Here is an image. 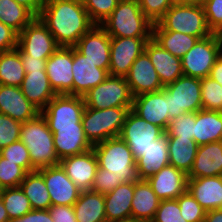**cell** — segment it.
Wrapping results in <instances>:
<instances>
[{"label": "cell", "mask_w": 222, "mask_h": 222, "mask_svg": "<svg viewBox=\"0 0 222 222\" xmlns=\"http://www.w3.org/2000/svg\"><path fill=\"white\" fill-rule=\"evenodd\" d=\"M20 54L35 58H49L58 48L54 36L39 17H35L19 34Z\"/></svg>", "instance_id": "cell-11"}, {"label": "cell", "mask_w": 222, "mask_h": 222, "mask_svg": "<svg viewBox=\"0 0 222 222\" xmlns=\"http://www.w3.org/2000/svg\"><path fill=\"white\" fill-rule=\"evenodd\" d=\"M68 1H77V2L82 3L83 0H68Z\"/></svg>", "instance_id": "cell-60"}, {"label": "cell", "mask_w": 222, "mask_h": 222, "mask_svg": "<svg viewBox=\"0 0 222 222\" xmlns=\"http://www.w3.org/2000/svg\"><path fill=\"white\" fill-rule=\"evenodd\" d=\"M25 74L18 48L0 53L1 85L21 87Z\"/></svg>", "instance_id": "cell-36"}, {"label": "cell", "mask_w": 222, "mask_h": 222, "mask_svg": "<svg viewBox=\"0 0 222 222\" xmlns=\"http://www.w3.org/2000/svg\"><path fill=\"white\" fill-rule=\"evenodd\" d=\"M202 109L222 112V86L210 77L201 79Z\"/></svg>", "instance_id": "cell-39"}, {"label": "cell", "mask_w": 222, "mask_h": 222, "mask_svg": "<svg viewBox=\"0 0 222 222\" xmlns=\"http://www.w3.org/2000/svg\"><path fill=\"white\" fill-rule=\"evenodd\" d=\"M110 222H138V221H135L134 219H127V220L110 221Z\"/></svg>", "instance_id": "cell-59"}, {"label": "cell", "mask_w": 222, "mask_h": 222, "mask_svg": "<svg viewBox=\"0 0 222 222\" xmlns=\"http://www.w3.org/2000/svg\"><path fill=\"white\" fill-rule=\"evenodd\" d=\"M146 180L160 200L177 199L187 191V174L170 164Z\"/></svg>", "instance_id": "cell-20"}, {"label": "cell", "mask_w": 222, "mask_h": 222, "mask_svg": "<svg viewBox=\"0 0 222 222\" xmlns=\"http://www.w3.org/2000/svg\"><path fill=\"white\" fill-rule=\"evenodd\" d=\"M152 39L163 49L178 58H182L199 40L198 37L177 31L163 30L157 23L153 24Z\"/></svg>", "instance_id": "cell-33"}, {"label": "cell", "mask_w": 222, "mask_h": 222, "mask_svg": "<svg viewBox=\"0 0 222 222\" xmlns=\"http://www.w3.org/2000/svg\"><path fill=\"white\" fill-rule=\"evenodd\" d=\"M25 72L45 71L48 58H35L27 54H20Z\"/></svg>", "instance_id": "cell-53"}, {"label": "cell", "mask_w": 222, "mask_h": 222, "mask_svg": "<svg viewBox=\"0 0 222 222\" xmlns=\"http://www.w3.org/2000/svg\"><path fill=\"white\" fill-rule=\"evenodd\" d=\"M10 222H54L48 210H31L25 215L15 218Z\"/></svg>", "instance_id": "cell-52"}, {"label": "cell", "mask_w": 222, "mask_h": 222, "mask_svg": "<svg viewBox=\"0 0 222 222\" xmlns=\"http://www.w3.org/2000/svg\"><path fill=\"white\" fill-rule=\"evenodd\" d=\"M19 187L28 198L33 210H48L52 206L43 176L37 170L28 172Z\"/></svg>", "instance_id": "cell-35"}, {"label": "cell", "mask_w": 222, "mask_h": 222, "mask_svg": "<svg viewBox=\"0 0 222 222\" xmlns=\"http://www.w3.org/2000/svg\"><path fill=\"white\" fill-rule=\"evenodd\" d=\"M167 165H169L168 134L165 132L136 160L138 179H147Z\"/></svg>", "instance_id": "cell-27"}, {"label": "cell", "mask_w": 222, "mask_h": 222, "mask_svg": "<svg viewBox=\"0 0 222 222\" xmlns=\"http://www.w3.org/2000/svg\"><path fill=\"white\" fill-rule=\"evenodd\" d=\"M164 133L165 131L161 127L147 122L130 109L119 137L126 142L137 160L153 144V141Z\"/></svg>", "instance_id": "cell-10"}, {"label": "cell", "mask_w": 222, "mask_h": 222, "mask_svg": "<svg viewBox=\"0 0 222 222\" xmlns=\"http://www.w3.org/2000/svg\"><path fill=\"white\" fill-rule=\"evenodd\" d=\"M209 77L218 82L221 86H222V53L220 54V56L216 59Z\"/></svg>", "instance_id": "cell-55"}, {"label": "cell", "mask_w": 222, "mask_h": 222, "mask_svg": "<svg viewBox=\"0 0 222 222\" xmlns=\"http://www.w3.org/2000/svg\"><path fill=\"white\" fill-rule=\"evenodd\" d=\"M73 47H59L46 61V74L57 95H73Z\"/></svg>", "instance_id": "cell-14"}, {"label": "cell", "mask_w": 222, "mask_h": 222, "mask_svg": "<svg viewBox=\"0 0 222 222\" xmlns=\"http://www.w3.org/2000/svg\"><path fill=\"white\" fill-rule=\"evenodd\" d=\"M22 123L0 113V150L20 140Z\"/></svg>", "instance_id": "cell-45"}, {"label": "cell", "mask_w": 222, "mask_h": 222, "mask_svg": "<svg viewBox=\"0 0 222 222\" xmlns=\"http://www.w3.org/2000/svg\"><path fill=\"white\" fill-rule=\"evenodd\" d=\"M198 147L193 138L168 137L169 164L188 174Z\"/></svg>", "instance_id": "cell-34"}, {"label": "cell", "mask_w": 222, "mask_h": 222, "mask_svg": "<svg viewBox=\"0 0 222 222\" xmlns=\"http://www.w3.org/2000/svg\"><path fill=\"white\" fill-rule=\"evenodd\" d=\"M73 208L77 222H106L105 199L101 193L81 191Z\"/></svg>", "instance_id": "cell-31"}, {"label": "cell", "mask_w": 222, "mask_h": 222, "mask_svg": "<svg viewBox=\"0 0 222 222\" xmlns=\"http://www.w3.org/2000/svg\"><path fill=\"white\" fill-rule=\"evenodd\" d=\"M0 113L23 123L36 118L41 111L27 100L21 87L0 84Z\"/></svg>", "instance_id": "cell-23"}, {"label": "cell", "mask_w": 222, "mask_h": 222, "mask_svg": "<svg viewBox=\"0 0 222 222\" xmlns=\"http://www.w3.org/2000/svg\"><path fill=\"white\" fill-rule=\"evenodd\" d=\"M222 176V141L200 145L188 178Z\"/></svg>", "instance_id": "cell-26"}, {"label": "cell", "mask_w": 222, "mask_h": 222, "mask_svg": "<svg viewBox=\"0 0 222 222\" xmlns=\"http://www.w3.org/2000/svg\"><path fill=\"white\" fill-rule=\"evenodd\" d=\"M166 31H177L203 39L213 34L209 29L203 5L173 4L157 22Z\"/></svg>", "instance_id": "cell-6"}, {"label": "cell", "mask_w": 222, "mask_h": 222, "mask_svg": "<svg viewBox=\"0 0 222 222\" xmlns=\"http://www.w3.org/2000/svg\"><path fill=\"white\" fill-rule=\"evenodd\" d=\"M49 129L53 133L55 151L60 161L93 148L85 136L82 123H76V126L49 127Z\"/></svg>", "instance_id": "cell-21"}, {"label": "cell", "mask_w": 222, "mask_h": 222, "mask_svg": "<svg viewBox=\"0 0 222 222\" xmlns=\"http://www.w3.org/2000/svg\"><path fill=\"white\" fill-rule=\"evenodd\" d=\"M151 222H187L180 213L177 199L160 200L158 209Z\"/></svg>", "instance_id": "cell-46"}, {"label": "cell", "mask_w": 222, "mask_h": 222, "mask_svg": "<svg viewBox=\"0 0 222 222\" xmlns=\"http://www.w3.org/2000/svg\"><path fill=\"white\" fill-rule=\"evenodd\" d=\"M150 39L152 38L110 37L109 75L126 77Z\"/></svg>", "instance_id": "cell-13"}, {"label": "cell", "mask_w": 222, "mask_h": 222, "mask_svg": "<svg viewBox=\"0 0 222 222\" xmlns=\"http://www.w3.org/2000/svg\"><path fill=\"white\" fill-rule=\"evenodd\" d=\"M48 211L54 222H77L73 206H50Z\"/></svg>", "instance_id": "cell-51"}, {"label": "cell", "mask_w": 222, "mask_h": 222, "mask_svg": "<svg viewBox=\"0 0 222 222\" xmlns=\"http://www.w3.org/2000/svg\"><path fill=\"white\" fill-rule=\"evenodd\" d=\"M196 112L184 113L170 121L166 131L168 137L193 138L195 134Z\"/></svg>", "instance_id": "cell-43"}, {"label": "cell", "mask_w": 222, "mask_h": 222, "mask_svg": "<svg viewBox=\"0 0 222 222\" xmlns=\"http://www.w3.org/2000/svg\"><path fill=\"white\" fill-rule=\"evenodd\" d=\"M84 109L85 103L82 96L61 94L56 95L41 114L49 127L76 126V123H82Z\"/></svg>", "instance_id": "cell-12"}, {"label": "cell", "mask_w": 222, "mask_h": 222, "mask_svg": "<svg viewBox=\"0 0 222 222\" xmlns=\"http://www.w3.org/2000/svg\"><path fill=\"white\" fill-rule=\"evenodd\" d=\"M130 109L132 107H111L106 109L85 107L81 122L88 141L95 145L109 138L118 137Z\"/></svg>", "instance_id": "cell-5"}, {"label": "cell", "mask_w": 222, "mask_h": 222, "mask_svg": "<svg viewBox=\"0 0 222 222\" xmlns=\"http://www.w3.org/2000/svg\"><path fill=\"white\" fill-rule=\"evenodd\" d=\"M132 110L147 122L161 127L165 132L170 124L166 91L143 93L133 97Z\"/></svg>", "instance_id": "cell-16"}, {"label": "cell", "mask_w": 222, "mask_h": 222, "mask_svg": "<svg viewBox=\"0 0 222 222\" xmlns=\"http://www.w3.org/2000/svg\"><path fill=\"white\" fill-rule=\"evenodd\" d=\"M18 33L0 21V53L17 48Z\"/></svg>", "instance_id": "cell-50"}, {"label": "cell", "mask_w": 222, "mask_h": 222, "mask_svg": "<svg viewBox=\"0 0 222 222\" xmlns=\"http://www.w3.org/2000/svg\"><path fill=\"white\" fill-rule=\"evenodd\" d=\"M194 141L199 146L222 141V112L203 109L196 112Z\"/></svg>", "instance_id": "cell-32"}, {"label": "cell", "mask_w": 222, "mask_h": 222, "mask_svg": "<svg viewBox=\"0 0 222 222\" xmlns=\"http://www.w3.org/2000/svg\"><path fill=\"white\" fill-rule=\"evenodd\" d=\"M123 183L121 178H117L113 172L97 168L91 190L106 195Z\"/></svg>", "instance_id": "cell-47"}, {"label": "cell", "mask_w": 222, "mask_h": 222, "mask_svg": "<svg viewBox=\"0 0 222 222\" xmlns=\"http://www.w3.org/2000/svg\"><path fill=\"white\" fill-rule=\"evenodd\" d=\"M134 182L123 183L104 195L106 222L131 219Z\"/></svg>", "instance_id": "cell-30"}, {"label": "cell", "mask_w": 222, "mask_h": 222, "mask_svg": "<svg viewBox=\"0 0 222 222\" xmlns=\"http://www.w3.org/2000/svg\"><path fill=\"white\" fill-rule=\"evenodd\" d=\"M20 140L27 147L32 166L36 170L60 165L53 133L41 113L36 118L22 123Z\"/></svg>", "instance_id": "cell-3"}, {"label": "cell", "mask_w": 222, "mask_h": 222, "mask_svg": "<svg viewBox=\"0 0 222 222\" xmlns=\"http://www.w3.org/2000/svg\"><path fill=\"white\" fill-rule=\"evenodd\" d=\"M0 197L10 221L21 217L32 210L28 198L19 186L1 189Z\"/></svg>", "instance_id": "cell-38"}, {"label": "cell", "mask_w": 222, "mask_h": 222, "mask_svg": "<svg viewBox=\"0 0 222 222\" xmlns=\"http://www.w3.org/2000/svg\"><path fill=\"white\" fill-rule=\"evenodd\" d=\"M27 172L0 155V190L20 186Z\"/></svg>", "instance_id": "cell-40"}, {"label": "cell", "mask_w": 222, "mask_h": 222, "mask_svg": "<svg viewBox=\"0 0 222 222\" xmlns=\"http://www.w3.org/2000/svg\"><path fill=\"white\" fill-rule=\"evenodd\" d=\"M0 155L12 163H16L21 166L27 173L36 171V169L32 166L28 149L21 140L13 142L9 146L2 148L0 150Z\"/></svg>", "instance_id": "cell-42"}, {"label": "cell", "mask_w": 222, "mask_h": 222, "mask_svg": "<svg viewBox=\"0 0 222 222\" xmlns=\"http://www.w3.org/2000/svg\"><path fill=\"white\" fill-rule=\"evenodd\" d=\"M0 222H10L7 211L0 197Z\"/></svg>", "instance_id": "cell-58"}, {"label": "cell", "mask_w": 222, "mask_h": 222, "mask_svg": "<svg viewBox=\"0 0 222 222\" xmlns=\"http://www.w3.org/2000/svg\"><path fill=\"white\" fill-rule=\"evenodd\" d=\"M145 16L154 24L157 23L174 4L173 0H138Z\"/></svg>", "instance_id": "cell-48"}, {"label": "cell", "mask_w": 222, "mask_h": 222, "mask_svg": "<svg viewBox=\"0 0 222 222\" xmlns=\"http://www.w3.org/2000/svg\"><path fill=\"white\" fill-rule=\"evenodd\" d=\"M45 181L52 206H73L81 190L67 176L61 165L44 167L37 170Z\"/></svg>", "instance_id": "cell-15"}, {"label": "cell", "mask_w": 222, "mask_h": 222, "mask_svg": "<svg viewBox=\"0 0 222 222\" xmlns=\"http://www.w3.org/2000/svg\"><path fill=\"white\" fill-rule=\"evenodd\" d=\"M204 0H173L176 5H202Z\"/></svg>", "instance_id": "cell-57"}, {"label": "cell", "mask_w": 222, "mask_h": 222, "mask_svg": "<svg viewBox=\"0 0 222 222\" xmlns=\"http://www.w3.org/2000/svg\"><path fill=\"white\" fill-rule=\"evenodd\" d=\"M204 222H222V209L207 211Z\"/></svg>", "instance_id": "cell-56"}, {"label": "cell", "mask_w": 222, "mask_h": 222, "mask_svg": "<svg viewBox=\"0 0 222 222\" xmlns=\"http://www.w3.org/2000/svg\"><path fill=\"white\" fill-rule=\"evenodd\" d=\"M180 213L187 222H204L206 210L186 191L177 198Z\"/></svg>", "instance_id": "cell-44"}, {"label": "cell", "mask_w": 222, "mask_h": 222, "mask_svg": "<svg viewBox=\"0 0 222 222\" xmlns=\"http://www.w3.org/2000/svg\"><path fill=\"white\" fill-rule=\"evenodd\" d=\"M21 90L27 100L42 111L57 95L50 85L46 71L25 72Z\"/></svg>", "instance_id": "cell-29"}, {"label": "cell", "mask_w": 222, "mask_h": 222, "mask_svg": "<svg viewBox=\"0 0 222 222\" xmlns=\"http://www.w3.org/2000/svg\"><path fill=\"white\" fill-rule=\"evenodd\" d=\"M60 165L81 191L92 189L98 168V161L93 148L84 153L62 159Z\"/></svg>", "instance_id": "cell-19"}, {"label": "cell", "mask_w": 222, "mask_h": 222, "mask_svg": "<svg viewBox=\"0 0 222 222\" xmlns=\"http://www.w3.org/2000/svg\"><path fill=\"white\" fill-rule=\"evenodd\" d=\"M73 95L83 96L91 88L102 83L109 73L102 68L97 67V64L87 60V58L79 53L73 47Z\"/></svg>", "instance_id": "cell-22"}, {"label": "cell", "mask_w": 222, "mask_h": 222, "mask_svg": "<svg viewBox=\"0 0 222 222\" xmlns=\"http://www.w3.org/2000/svg\"><path fill=\"white\" fill-rule=\"evenodd\" d=\"M35 17L28 8L18 4L15 0H0V21L10 26L18 34Z\"/></svg>", "instance_id": "cell-37"}, {"label": "cell", "mask_w": 222, "mask_h": 222, "mask_svg": "<svg viewBox=\"0 0 222 222\" xmlns=\"http://www.w3.org/2000/svg\"><path fill=\"white\" fill-rule=\"evenodd\" d=\"M120 0H83L82 4L90 20L95 25H100L105 21L117 7Z\"/></svg>", "instance_id": "cell-41"}, {"label": "cell", "mask_w": 222, "mask_h": 222, "mask_svg": "<svg viewBox=\"0 0 222 222\" xmlns=\"http://www.w3.org/2000/svg\"><path fill=\"white\" fill-rule=\"evenodd\" d=\"M160 199L146 179L134 182V194L131 203V219L138 222H151L158 209Z\"/></svg>", "instance_id": "cell-28"}, {"label": "cell", "mask_w": 222, "mask_h": 222, "mask_svg": "<svg viewBox=\"0 0 222 222\" xmlns=\"http://www.w3.org/2000/svg\"><path fill=\"white\" fill-rule=\"evenodd\" d=\"M59 47H74L95 24L83 4L68 0H46L38 16Z\"/></svg>", "instance_id": "cell-1"}, {"label": "cell", "mask_w": 222, "mask_h": 222, "mask_svg": "<svg viewBox=\"0 0 222 222\" xmlns=\"http://www.w3.org/2000/svg\"><path fill=\"white\" fill-rule=\"evenodd\" d=\"M125 78L133 97L143 93L160 91L164 88L145 51L134 61Z\"/></svg>", "instance_id": "cell-18"}, {"label": "cell", "mask_w": 222, "mask_h": 222, "mask_svg": "<svg viewBox=\"0 0 222 222\" xmlns=\"http://www.w3.org/2000/svg\"><path fill=\"white\" fill-rule=\"evenodd\" d=\"M145 52L150 57L163 86L174 82L183 76L181 59L163 49L157 42L150 39L145 46Z\"/></svg>", "instance_id": "cell-25"}, {"label": "cell", "mask_w": 222, "mask_h": 222, "mask_svg": "<svg viewBox=\"0 0 222 222\" xmlns=\"http://www.w3.org/2000/svg\"><path fill=\"white\" fill-rule=\"evenodd\" d=\"M15 1L18 4L28 8L36 17H38L46 0H15Z\"/></svg>", "instance_id": "cell-54"}, {"label": "cell", "mask_w": 222, "mask_h": 222, "mask_svg": "<svg viewBox=\"0 0 222 222\" xmlns=\"http://www.w3.org/2000/svg\"><path fill=\"white\" fill-rule=\"evenodd\" d=\"M98 168L113 172L124 183L138 180L136 160L129 146L119 136L93 145Z\"/></svg>", "instance_id": "cell-4"}, {"label": "cell", "mask_w": 222, "mask_h": 222, "mask_svg": "<svg viewBox=\"0 0 222 222\" xmlns=\"http://www.w3.org/2000/svg\"><path fill=\"white\" fill-rule=\"evenodd\" d=\"M187 191L206 211L222 209V176L188 178Z\"/></svg>", "instance_id": "cell-24"}, {"label": "cell", "mask_w": 222, "mask_h": 222, "mask_svg": "<svg viewBox=\"0 0 222 222\" xmlns=\"http://www.w3.org/2000/svg\"><path fill=\"white\" fill-rule=\"evenodd\" d=\"M74 48L97 67L109 71L110 36L100 25H94L76 43Z\"/></svg>", "instance_id": "cell-17"}, {"label": "cell", "mask_w": 222, "mask_h": 222, "mask_svg": "<svg viewBox=\"0 0 222 222\" xmlns=\"http://www.w3.org/2000/svg\"><path fill=\"white\" fill-rule=\"evenodd\" d=\"M202 5L209 29L222 35V0H204Z\"/></svg>", "instance_id": "cell-49"}, {"label": "cell", "mask_w": 222, "mask_h": 222, "mask_svg": "<svg viewBox=\"0 0 222 222\" xmlns=\"http://www.w3.org/2000/svg\"><path fill=\"white\" fill-rule=\"evenodd\" d=\"M221 53V34L213 33L206 38L199 39L181 58L183 74L200 79L209 77L210 71Z\"/></svg>", "instance_id": "cell-7"}, {"label": "cell", "mask_w": 222, "mask_h": 222, "mask_svg": "<svg viewBox=\"0 0 222 222\" xmlns=\"http://www.w3.org/2000/svg\"><path fill=\"white\" fill-rule=\"evenodd\" d=\"M85 107L106 109L111 107H132L133 96L125 77H108L83 96Z\"/></svg>", "instance_id": "cell-9"}, {"label": "cell", "mask_w": 222, "mask_h": 222, "mask_svg": "<svg viewBox=\"0 0 222 222\" xmlns=\"http://www.w3.org/2000/svg\"><path fill=\"white\" fill-rule=\"evenodd\" d=\"M164 89L168 100L170 121L184 113L202 109L200 78L183 75L165 85Z\"/></svg>", "instance_id": "cell-8"}, {"label": "cell", "mask_w": 222, "mask_h": 222, "mask_svg": "<svg viewBox=\"0 0 222 222\" xmlns=\"http://www.w3.org/2000/svg\"><path fill=\"white\" fill-rule=\"evenodd\" d=\"M100 26L110 37L152 38L153 23L142 12L138 0H120Z\"/></svg>", "instance_id": "cell-2"}]
</instances>
